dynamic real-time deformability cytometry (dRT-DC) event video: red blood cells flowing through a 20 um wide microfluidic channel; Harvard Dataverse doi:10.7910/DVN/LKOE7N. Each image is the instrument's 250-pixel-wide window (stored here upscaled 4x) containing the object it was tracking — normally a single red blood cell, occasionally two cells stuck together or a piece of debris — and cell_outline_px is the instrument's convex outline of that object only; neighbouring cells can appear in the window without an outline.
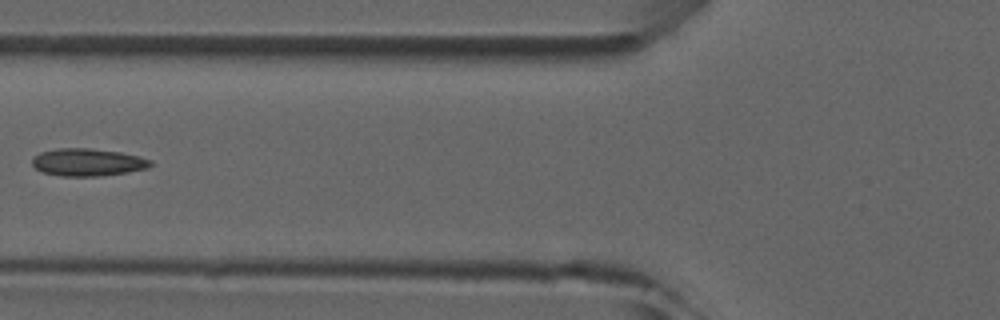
{"species": "common noctule bat (a hibernating species)", "species_latin": "Nyctalus noctula", "temperature_condition": "room temperature", "stored_images_in_passage": 7, "camera_frame_rate_fps": 3000, "um_per_image_px": 0.085, "animal": {"sex": "male", "forearm_length_mm": 52.5}, "frame": {"image": 1, "passage_image": 6, "time_ms": 5.667, "image_size_px": [1000, 320], "cell_outline_px": [[152, 164], [148, 168], [128, 172], [100, 176], [60, 176], [44, 172], [36, 168], [32, 164], [32, 160], [40, 152], [56, 148], [92, 148], [120, 152], [140, 156], [152, 160]], "centroid_in_image_um": [7.48, 13.78], "position_along_channel_um": 118.3, "area_um2": 19.02}}
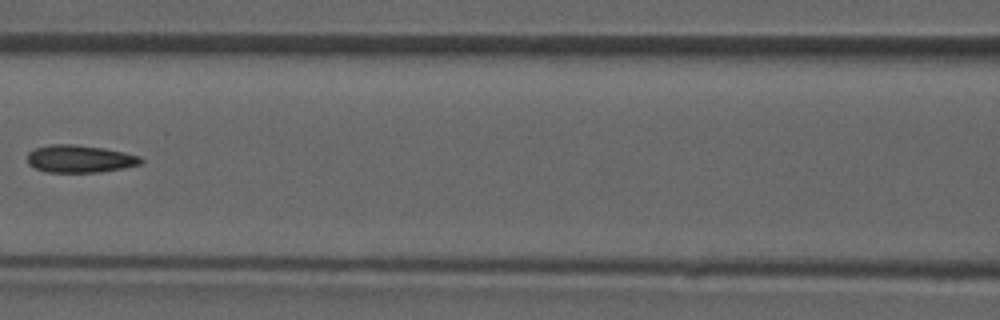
{"frame": {"image": 2, "passage_image": 7, "time_ms": 6.667, "image_size_px": [1000, 320], "cell_outline_px": [[144, 160], [140, 164], [124, 168], [100, 172], [48, 172], [36, 168], [28, 164], [28, 152], [36, 148], [52, 144], [76, 144], [104, 148], [124, 152], [140, 156]], "centroid_in_image_um": [6.8, 13.49], "position_along_channel_um": 159.8, "area_um2": 18.21}}